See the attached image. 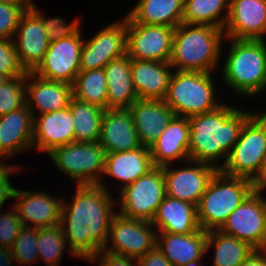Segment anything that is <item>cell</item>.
Segmentation results:
<instances>
[{"label":"cell","mask_w":266,"mask_h":266,"mask_svg":"<svg viewBox=\"0 0 266 266\" xmlns=\"http://www.w3.org/2000/svg\"><path fill=\"white\" fill-rule=\"evenodd\" d=\"M266 158V111H256L243 125L239 138L228 154L222 173L251 181L259 174Z\"/></svg>","instance_id":"cell-7"},{"label":"cell","mask_w":266,"mask_h":266,"mask_svg":"<svg viewBox=\"0 0 266 266\" xmlns=\"http://www.w3.org/2000/svg\"><path fill=\"white\" fill-rule=\"evenodd\" d=\"M37 249L38 259L41 262L43 260L47 266H59L66 250H69L72 257H78L70 249L60 224L37 228Z\"/></svg>","instance_id":"cell-35"},{"label":"cell","mask_w":266,"mask_h":266,"mask_svg":"<svg viewBox=\"0 0 266 266\" xmlns=\"http://www.w3.org/2000/svg\"><path fill=\"white\" fill-rule=\"evenodd\" d=\"M13 41L18 58L27 72L37 68L50 44L40 18L31 9L21 17Z\"/></svg>","instance_id":"cell-19"},{"label":"cell","mask_w":266,"mask_h":266,"mask_svg":"<svg viewBox=\"0 0 266 266\" xmlns=\"http://www.w3.org/2000/svg\"><path fill=\"white\" fill-rule=\"evenodd\" d=\"M207 231L190 234L157 232L156 246L173 266H183L205 257Z\"/></svg>","instance_id":"cell-26"},{"label":"cell","mask_w":266,"mask_h":266,"mask_svg":"<svg viewBox=\"0 0 266 266\" xmlns=\"http://www.w3.org/2000/svg\"><path fill=\"white\" fill-rule=\"evenodd\" d=\"M20 165L16 166V164H6L0 163V210L4 209L3 205H5V201L8 199L13 200L15 186L12 183V174L18 173V171L23 170Z\"/></svg>","instance_id":"cell-42"},{"label":"cell","mask_w":266,"mask_h":266,"mask_svg":"<svg viewBox=\"0 0 266 266\" xmlns=\"http://www.w3.org/2000/svg\"><path fill=\"white\" fill-rule=\"evenodd\" d=\"M141 146L150 148L175 116L164 100L137 99L130 107Z\"/></svg>","instance_id":"cell-23"},{"label":"cell","mask_w":266,"mask_h":266,"mask_svg":"<svg viewBox=\"0 0 266 266\" xmlns=\"http://www.w3.org/2000/svg\"><path fill=\"white\" fill-rule=\"evenodd\" d=\"M253 192L252 181L228 176L218 170L197 206V219L204 231L219 230L228 216Z\"/></svg>","instance_id":"cell-6"},{"label":"cell","mask_w":266,"mask_h":266,"mask_svg":"<svg viewBox=\"0 0 266 266\" xmlns=\"http://www.w3.org/2000/svg\"><path fill=\"white\" fill-rule=\"evenodd\" d=\"M174 28L127 23L126 54L130 59L169 62Z\"/></svg>","instance_id":"cell-15"},{"label":"cell","mask_w":266,"mask_h":266,"mask_svg":"<svg viewBox=\"0 0 266 266\" xmlns=\"http://www.w3.org/2000/svg\"><path fill=\"white\" fill-rule=\"evenodd\" d=\"M75 189L70 202L63 197L60 225L70 249L87 261L107 245L116 199L98 184Z\"/></svg>","instance_id":"cell-1"},{"label":"cell","mask_w":266,"mask_h":266,"mask_svg":"<svg viewBox=\"0 0 266 266\" xmlns=\"http://www.w3.org/2000/svg\"><path fill=\"white\" fill-rule=\"evenodd\" d=\"M222 233L266 249V197L252 192L227 218Z\"/></svg>","instance_id":"cell-11"},{"label":"cell","mask_w":266,"mask_h":266,"mask_svg":"<svg viewBox=\"0 0 266 266\" xmlns=\"http://www.w3.org/2000/svg\"><path fill=\"white\" fill-rule=\"evenodd\" d=\"M225 38L266 40V0H229Z\"/></svg>","instance_id":"cell-17"},{"label":"cell","mask_w":266,"mask_h":266,"mask_svg":"<svg viewBox=\"0 0 266 266\" xmlns=\"http://www.w3.org/2000/svg\"><path fill=\"white\" fill-rule=\"evenodd\" d=\"M31 10L40 18L46 36L50 42L57 41L62 38H69L81 28L80 18H75L73 22L69 23L61 17H45V14L39 10L34 1L32 3Z\"/></svg>","instance_id":"cell-37"},{"label":"cell","mask_w":266,"mask_h":266,"mask_svg":"<svg viewBox=\"0 0 266 266\" xmlns=\"http://www.w3.org/2000/svg\"><path fill=\"white\" fill-rule=\"evenodd\" d=\"M232 105L224 102L213 111L188 118L190 160L213 165L218 170L225 164L243 125L256 112Z\"/></svg>","instance_id":"cell-2"},{"label":"cell","mask_w":266,"mask_h":266,"mask_svg":"<svg viewBox=\"0 0 266 266\" xmlns=\"http://www.w3.org/2000/svg\"><path fill=\"white\" fill-rule=\"evenodd\" d=\"M74 142V124L68 107L34 116L33 149L50 153L53 149Z\"/></svg>","instance_id":"cell-21"},{"label":"cell","mask_w":266,"mask_h":266,"mask_svg":"<svg viewBox=\"0 0 266 266\" xmlns=\"http://www.w3.org/2000/svg\"><path fill=\"white\" fill-rule=\"evenodd\" d=\"M18 213L14 206L8 212L0 210V247L12 248L15 239L23 229Z\"/></svg>","instance_id":"cell-41"},{"label":"cell","mask_w":266,"mask_h":266,"mask_svg":"<svg viewBox=\"0 0 266 266\" xmlns=\"http://www.w3.org/2000/svg\"><path fill=\"white\" fill-rule=\"evenodd\" d=\"M253 192L263 197L266 191V158L263 160L259 174L252 181Z\"/></svg>","instance_id":"cell-46"},{"label":"cell","mask_w":266,"mask_h":266,"mask_svg":"<svg viewBox=\"0 0 266 266\" xmlns=\"http://www.w3.org/2000/svg\"><path fill=\"white\" fill-rule=\"evenodd\" d=\"M107 80V109H129L138 99L131 75V59L125 54L104 68Z\"/></svg>","instance_id":"cell-29"},{"label":"cell","mask_w":266,"mask_h":266,"mask_svg":"<svg viewBox=\"0 0 266 266\" xmlns=\"http://www.w3.org/2000/svg\"><path fill=\"white\" fill-rule=\"evenodd\" d=\"M88 262H98V266H138V260L135 258L113 254L104 250H100L92 256Z\"/></svg>","instance_id":"cell-43"},{"label":"cell","mask_w":266,"mask_h":266,"mask_svg":"<svg viewBox=\"0 0 266 266\" xmlns=\"http://www.w3.org/2000/svg\"><path fill=\"white\" fill-rule=\"evenodd\" d=\"M116 204L119 214L134 219L152 221L159 204L166 196L162 167H154L146 175L119 190Z\"/></svg>","instance_id":"cell-9"},{"label":"cell","mask_w":266,"mask_h":266,"mask_svg":"<svg viewBox=\"0 0 266 266\" xmlns=\"http://www.w3.org/2000/svg\"><path fill=\"white\" fill-rule=\"evenodd\" d=\"M183 164L179 167H175L174 164H171V167L170 165L162 167L166 195L198 206L218 169L213 165L193 160L185 161Z\"/></svg>","instance_id":"cell-14"},{"label":"cell","mask_w":266,"mask_h":266,"mask_svg":"<svg viewBox=\"0 0 266 266\" xmlns=\"http://www.w3.org/2000/svg\"><path fill=\"white\" fill-rule=\"evenodd\" d=\"M0 2L18 6H32L33 0H0Z\"/></svg>","instance_id":"cell-48"},{"label":"cell","mask_w":266,"mask_h":266,"mask_svg":"<svg viewBox=\"0 0 266 266\" xmlns=\"http://www.w3.org/2000/svg\"><path fill=\"white\" fill-rule=\"evenodd\" d=\"M225 41L230 44L224 64L220 65L219 78L226 87L245 98L266 91V40L225 38Z\"/></svg>","instance_id":"cell-4"},{"label":"cell","mask_w":266,"mask_h":266,"mask_svg":"<svg viewBox=\"0 0 266 266\" xmlns=\"http://www.w3.org/2000/svg\"><path fill=\"white\" fill-rule=\"evenodd\" d=\"M88 39L84 38L81 48L80 71L104 68L113 59L126 54V17L101 28L97 34Z\"/></svg>","instance_id":"cell-13"},{"label":"cell","mask_w":266,"mask_h":266,"mask_svg":"<svg viewBox=\"0 0 266 266\" xmlns=\"http://www.w3.org/2000/svg\"><path fill=\"white\" fill-rule=\"evenodd\" d=\"M189 136L188 118L175 115L149 148L154 167H163L176 162L180 164L190 160Z\"/></svg>","instance_id":"cell-20"},{"label":"cell","mask_w":266,"mask_h":266,"mask_svg":"<svg viewBox=\"0 0 266 266\" xmlns=\"http://www.w3.org/2000/svg\"><path fill=\"white\" fill-rule=\"evenodd\" d=\"M72 87L75 99L107 109V80L103 68L79 71Z\"/></svg>","instance_id":"cell-34"},{"label":"cell","mask_w":266,"mask_h":266,"mask_svg":"<svg viewBox=\"0 0 266 266\" xmlns=\"http://www.w3.org/2000/svg\"><path fill=\"white\" fill-rule=\"evenodd\" d=\"M38 191L15 188L13 199L17 202L12 205L24 227L39 229L60 224L63 197H54L44 190Z\"/></svg>","instance_id":"cell-16"},{"label":"cell","mask_w":266,"mask_h":266,"mask_svg":"<svg viewBox=\"0 0 266 266\" xmlns=\"http://www.w3.org/2000/svg\"><path fill=\"white\" fill-rule=\"evenodd\" d=\"M12 262H15L12 249L0 247V266H13Z\"/></svg>","instance_id":"cell-47"},{"label":"cell","mask_w":266,"mask_h":266,"mask_svg":"<svg viewBox=\"0 0 266 266\" xmlns=\"http://www.w3.org/2000/svg\"><path fill=\"white\" fill-rule=\"evenodd\" d=\"M31 6H18L0 2V38L13 39L23 14Z\"/></svg>","instance_id":"cell-40"},{"label":"cell","mask_w":266,"mask_h":266,"mask_svg":"<svg viewBox=\"0 0 266 266\" xmlns=\"http://www.w3.org/2000/svg\"><path fill=\"white\" fill-rule=\"evenodd\" d=\"M54 165L76 185L98 184L111 192L104 182L106 151L96 142H72L53 149L49 154Z\"/></svg>","instance_id":"cell-8"},{"label":"cell","mask_w":266,"mask_h":266,"mask_svg":"<svg viewBox=\"0 0 266 266\" xmlns=\"http://www.w3.org/2000/svg\"><path fill=\"white\" fill-rule=\"evenodd\" d=\"M138 266H173L163 255V253L155 246L147 252L143 257L138 259Z\"/></svg>","instance_id":"cell-44"},{"label":"cell","mask_w":266,"mask_h":266,"mask_svg":"<svg viewBox=\"0 0 266 266\" xmlns=\"http://www.w3.org/2000/svg\"><path fill=\"white\" fill-rule=\"evenodd\" d=\"M213 77L214 73L174 70L164 102L176 116L187 118L215 110L223 101L217 98Z\"/></svg>","instance_id":"cell-5"},{"label":"cell","mask_w":266,"mask_h":266,"mask_svg":"<svg viewBox=\"0 0 266 266\" xmlns=\"http://www.w3.org/2000/svg\"><path fill=\"white\" fill-rule=\"evenodd\" d=\"M33 124L34 116L27 104L0 116V163H7L15 155L30 149L32 151Z\"/></svg>","instance_id":"cell-18"},{"label":"cell","mask_w":266,"mask_h":266,"mask_svg":"<svg viewBox=\"0 0 266 266\" xmlns=\"http://www.w3.org/2000/svg\"><path fill=\"white\" fill-rule=\"evenodd\" d=\"M11 249L16 264L25 265L39 261L37 228L23 227Z\"/></svg>","instance_id":"cell-38"},{"label":"cell","mask_w":266,"mask_h":266,"mask_svg":"<svg viewBox=\"0 0 266 266\" xmlns=\"http://www.w3.org/2000/svg\"><path fill=\"white\" fill-rule=\"evenodd\" d=\"M72 98L71 84L47 80L33 72L27 73L26 104L33 116L64 109Z\"/></svg>","instance_id":"cell-22"},{"label":"cell","mask_w":266,"mask_h":266,"mask_svg":"<svg viewBox=\"0 0 266 266\" xmlns=\"http://www.w3.org/2000/svg\"><path fill=\"white\" fill-rule=\"evenodd\" d=\"M79 29L73 36L51 41L43 60L33 71L37 76L73 84L79 73L80 53L84 42Z\"/></svg>","instance_id":"cell-12"},{"label":"cell","mask_w":266,"mask_h":266,"mask_svg":"<svg viewBox=\"0 0 266 266\" xmlns=\"http://www.w3.org/2000/svg\"><path fill=\"white\" fill-rule=\"evenodd\" d=\"M158 232L190 234L200 229L197 206L183 200L165 196L151 221Z\"/></svg>","instance_id":"cell-27"},{"label":"cell","mask_w":266,"mask_h":266,"mask_svg":"<svg viewBox=\"0 0 266 266\" xmlns=\"http://www.w3.org/2000/svg\"><path fill=\"white\" fill-rule=\"evenodd\" d=\"M173 71L169 62L131 59L132 81L138 98L164 100Z\"/></svg>","instance_id":"cell-25"},{"label":"cell","mask_w":266,"mask_h":266,"mask_svg":"<svg viewBox=\"0 0 266 266\" xmlns=\"http://www.w3.org/2000/svg\"><path fill=\"white\" fill-rule=\"evenodd\" d=\"M155 230L150 221L127 218L117 211L112 218L108 242L103 250L138 260L156 246Z\"/></svg>","instance_id":"cell-10"},{"label":"cell","mask_w":266,"mask_h":266,"mask_svg":"<svg viewBox=\"0 0 266 266\" xmlns=\"http://www.w3.org/2000/svg\"><path fill=\"white\" fill-rule=\"evenodd\" d=\"M201 259H198L196 261H193V262H189L188 264L186 265H183V266H204L205 264L200 262ZM203 264V265H201Z\"/></svg>","instance_id":"cell-49"},{"label":"cell","mask_w":266,"mask_h":266,"mask_svg":"<svg viewBox=\"0 0 266 266\" xmlns=\"http://www.w3.org/2000/svg\"><path fill=\"white\" fill-rule=\"evenodd\" d=\"M224 40L223 29L181 23L174 28L169 64L173 70L216 73L224 57Z\"/></svg>","instance_id":"cell-3"},{"label":"cell","mask_w":266,"mask_h":266,"mask_svg":"<svg viewBox=\"0 0 266 266\" xmlns=\"http://www.w3.org/2000/svg\"><path fill=\"white\" fill-rule=\"evenodd\" d=\"M184 0H138L125 15L126 23L176 28L183 23Z\"/></svg>","instance_id":"cell-30"},{"label":"cell","mask_w":266,"mask_h":266,"mask_svg":"<svg viewBox=\"0 0 266 266\" xmlns=\"http://www.w3.org/2000/svg\"><path fill=\"white\" fill-rule=\"evenodd\" d=\"M215 248L212 266H239L255 249L220 230L207 231L206 252Z\"/></svg>","instance_id":"cell-31"},{"label":"cell","mask_w":266,"mask_h":266,"mask_svg":"<svg viewBox=\"0 0 266 266\" xmlns=\"http://www.w3.org/2000/svg\"><path fill=\"white\" fill-rule=\"evenodd\" d=\"M239 266H266V249H255Z\"/></svg>","instance_id":"cell-45"},{"label":"cell","mask_w":266,"mask_h":266,"mask_svg":"<svg viewBox=\"0 0 266 266\" xmlns=\"http://www.w3.org/2000/svg\"><path fill=\"white\" fill-rule=\"evenodd\" d=\"M229 0H184L183 23L224 29Z\"/></svg>","instance_id":"cell-32"},{"label":"cell","mask_w":266,"mask_h":266,"mask_svg":"<svg viewBox=\"0 0 266 266\" xmlns=\"http://www.w3.org/2000/svg\"><path fill=\"white\" fill-rule=\"evenodd\" d=\"M99 143L106 153L131 151L141 147L128 109H105Z\"/></svg>","instance_id":"cell-24"},{"label":"cell","mask_w":266,"mask_h":266,"mask_svg":"<svg viewBox=\"0 0 266 266\" xmlns=\"http://www.w3.org/2000/svg\"><path fill=\"white\" fill-rule=\"evenodd\" d=\"M69 108L73 115L74 141L83 143L99 141L104 109L81 102L74 97L70 101Z\"/></svg>","instance_id":"cell-33"},{"label":"cell","mask_w":266,"mask_h":266,"mask_svg":"<svg viewBox=\"0 0 266 266\" xmlns=\"http://www.w3.org/2000/svg\"><path fill=\"white\" fill-rule=\"evenodd\" d=\"M7 79H9L5 74L0 72V85L3 84Z\"/></svg>","instance_id":"cell-50"},{"label":"cell","mask_w":266,"mask_h":266,"mask_svg":"<svg viewBox=\"0 0 266 266\" xmlns=\"http://www.w3.org/2000/svg\"><path fill=\"white\" fill-rule=\"evenodd\" d=\"M0 72L8 78L28 73L18 58L13 39L0 38Z\"/></svg>","instance_id":"cell-39"},{"label":"cell","mask_w":266,"mask_h":266,"mask_svg":"<svg viewBox=\"0 0 266 266\" xmlns=\"http://www.w3.org/2000/svg\"><path fill=\"white\" fill-rule=\"evenodd\" d=\"M26 75L7 79L0 85V116L26 104Z\"/></svg>","instance_id":"cell-36"},{"label":"cell","mask_w":266,"mask_h":266,"mask_svg":"<svg viewBox=\"0 0 266 266\" xmlns=\"http://www.w3.org/2000/svg\"><path fill=\"white\" fill-rule=\"evenodd\" d=\"M153 168L150 149L141 146L131 151L106 153L103 177L115 178L114 181L121 182L120 189H117L119 191Z\"/></svg>","instance_id":"cell-28"}]
</instances>
